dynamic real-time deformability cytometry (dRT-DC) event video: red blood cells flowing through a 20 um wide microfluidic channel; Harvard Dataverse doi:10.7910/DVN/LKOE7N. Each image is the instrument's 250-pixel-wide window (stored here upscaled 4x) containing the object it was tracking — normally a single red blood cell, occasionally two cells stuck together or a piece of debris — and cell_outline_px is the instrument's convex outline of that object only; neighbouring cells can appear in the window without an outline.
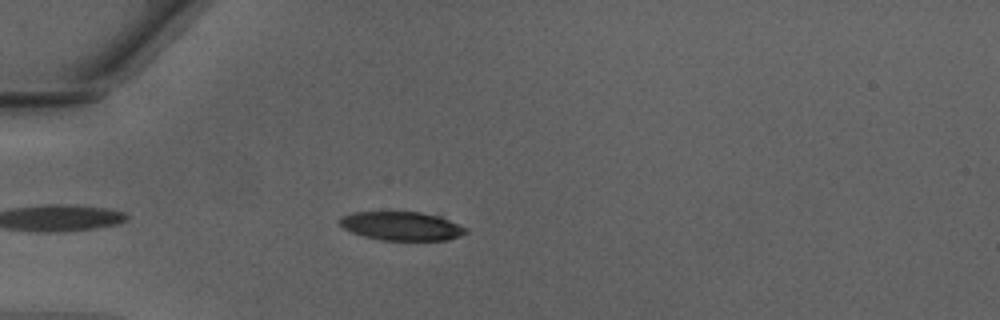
{"species": "Egyptian fruit bat (a non-hibernating species)", "species_latin": "Rousettus aegyptiacus", "temperature_condition": "warm", "stored_images_in_passage": 38, "camera_frame_rate_fps": 3000, "um_per_image_px": 0.085, "animal": {"sex": "male"}, "frame": {"image": 1, "passage_image": 4, "time_ms": 1.0, "image_size_px": [1000, 320], "cell_outline_px": [[468, 232], [460, 236], [448, 240], [380, 240], [364, 236], [352, 232], [344, 228], [340, 224], [340, 216], [352, 212], [420, 212], [440, 216], [468, 228]], "centroid_in_image_um": [34.16, 19.21], "position_along_channel_um": 50.8, "area_um2": 21.15}}
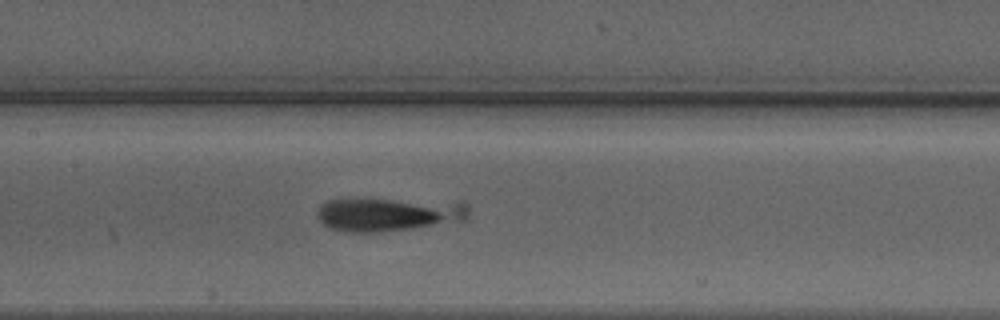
{"frame": {"image": 2, "passage_image": 14, "time_ms": 4.333, "image_size_px": [1000, 320], "cell_outline_px": [[468, 216], [464, 220], [412, 228], [376, 232], [348, 232], [328, 228], [320, 220], [316, 212], [320, 204], [328, 200], [360, 196], [464, 200], [468, 204]], "centroid_in_image_um": [33.06, 18.12], "position_along_channel_um": 174.3, "area_um2": 31.56}}
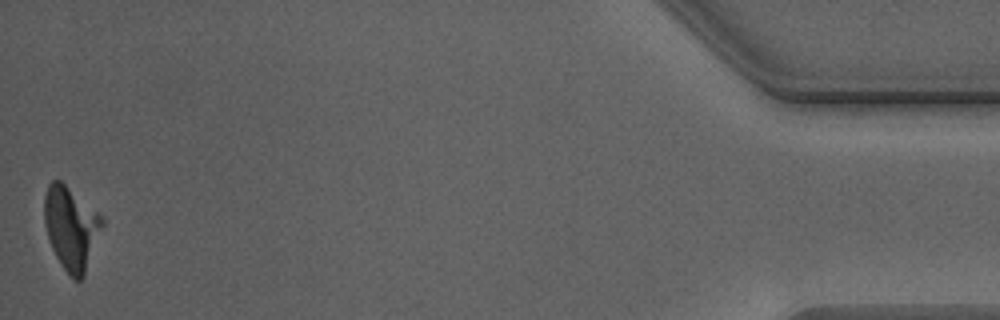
{"frame": {"image": 3, "passage_image": 38, "time_ms": 12.333, "image_size_px": [1000, 320], "cell_outline_px": [[104, 224], [84, 276], [80, 280], [72, 280], [60, 264], [52, 248], [44, 224], [44, 196], [48, 184], [52, 180], [60, 180], [96, 212], [104, 220]], "centroid_in_image_um": [6.02, 19.41], "position_along_channel_um": 429.2, "area_um2": 27.74}}